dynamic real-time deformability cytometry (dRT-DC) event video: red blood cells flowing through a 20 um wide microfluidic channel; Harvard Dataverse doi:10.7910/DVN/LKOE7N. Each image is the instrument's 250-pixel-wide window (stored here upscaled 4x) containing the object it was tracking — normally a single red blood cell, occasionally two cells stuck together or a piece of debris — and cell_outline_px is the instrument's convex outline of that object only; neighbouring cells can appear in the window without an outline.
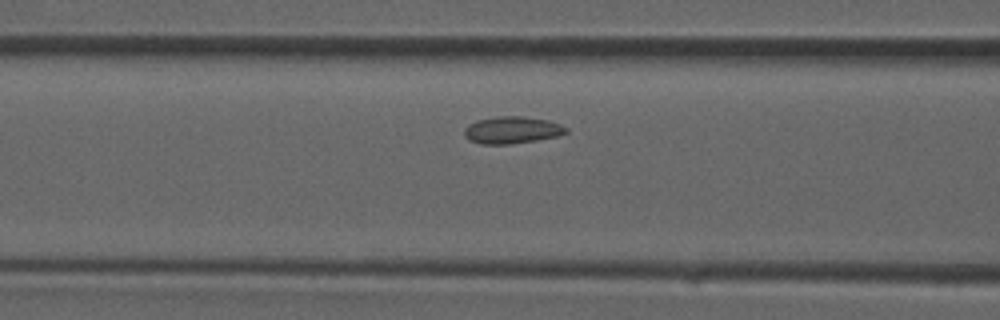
{"species": "common noctule bat (a hibernating species)", "species_latin": "Nyctalus noctula", "temperature_condition": "room temperature", "stored_images_in_passage": 10, "camera_frame_rate_fps": 3000, "um_per_image_px": 0.085, "animal": {"sex": "male", "forearm_length_mm": 52.5}, "frame": {"image": 1, "passage_image": 6, "time_ms": 1.667, "image_size_px": [1000, 320], "cell_outline_px": [[568, 132], [556, 136], [536, 140], [508, 144], [480, 144], [468, 140], [464, 136], [464, 128], [468, 124], [476, 120], [496, 116], [524, 116], [548, 120], [560, 124], [568, 128]], "centroid_in_image_um": [43.48, 11.04], "position_along_channel_um": 123.1, "area_um2": 16.18}}
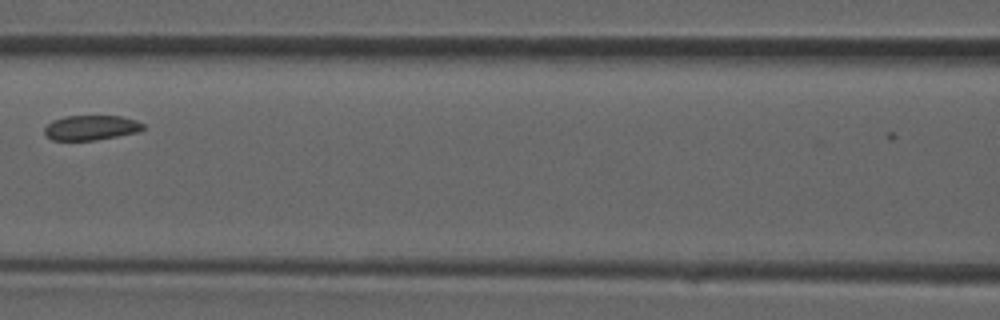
{"frame": {"image": 2, "passage_image": 8, "time_ms": 2.333, "image_size_px": [1000, 320], "cell_outline_px": [[144, 128], [140, 132], [96, 140], [52, 140], [44, 132], [44, 128], [52, 120], [64, 116], [120, 116], [136, 120], [144, 124]], "centroid_in_image_um": [7.76, 10.85], "position_along_channel_um": 158.8, "area_um2": 14.33}}